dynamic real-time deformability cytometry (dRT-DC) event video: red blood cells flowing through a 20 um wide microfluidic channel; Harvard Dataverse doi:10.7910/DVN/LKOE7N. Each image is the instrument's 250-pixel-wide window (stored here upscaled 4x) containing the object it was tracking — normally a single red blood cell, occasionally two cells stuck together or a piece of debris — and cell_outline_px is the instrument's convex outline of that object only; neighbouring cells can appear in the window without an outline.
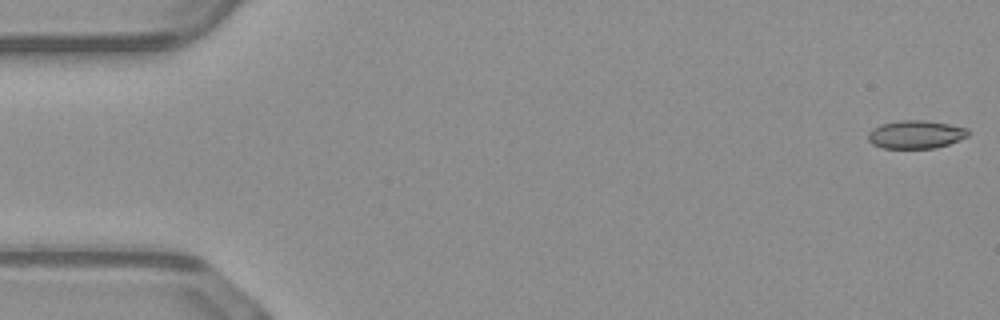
{"species": "common noctule bat (a hibernating species)", "species_latin": "Nyctalus noctula", "temperature_condition": "warm", "stored_images_in_passage": 16, "camera_frame_rate_fps": 3000, "um_per_image_px": 0.085, "animal": {"sex": "male", "body_mass_g": 23.1, "forearm_length_mm": 52.7}, "frame": {"image": 1, "passage_image": 1, "time_ms": 0.0, "image_size_px": [1000, 320], "cell_outline_px": [[968, 136], [948, 144], [936, 148], [884, 148], [872, 144], [868, 140], [868, 132], [872, 128], [880, 124], [900, 120], [924, 120], [948, 124], [968, 128]], "centroid_in_image_um": [77.81, 11.42], "position_along_channel_um": 7.2, "area_um2": 16.42}}
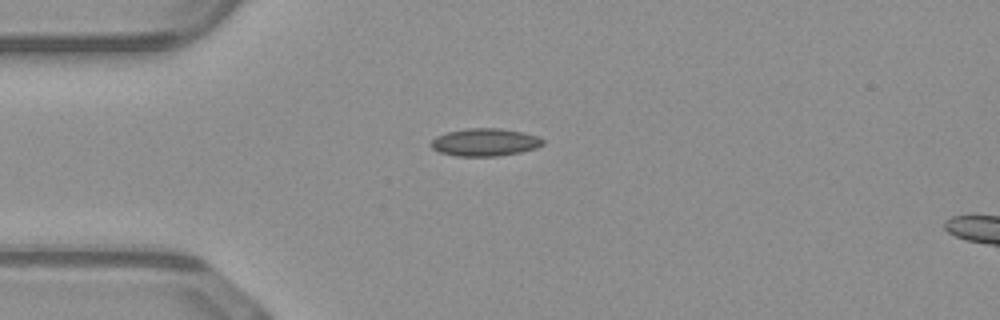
{"frame": {"image": 2, "passage_image": 13, "time_ms": 4.0, "image_size_px": [1000, 320], "cell_outline_px": [[544, 144], [536, 148], [520, 152], [496, 156], [456, 156], [440, 152], [432, 148], [428, 144], [436, 136], [448, 132], [468, 128], [500, 128], [520, 132], [536, 136], [544, 140]], "centroid_in_image_um": [41.19, 12.09], "position_along_channel_um": 43.8, "area_um2": 17.92}}